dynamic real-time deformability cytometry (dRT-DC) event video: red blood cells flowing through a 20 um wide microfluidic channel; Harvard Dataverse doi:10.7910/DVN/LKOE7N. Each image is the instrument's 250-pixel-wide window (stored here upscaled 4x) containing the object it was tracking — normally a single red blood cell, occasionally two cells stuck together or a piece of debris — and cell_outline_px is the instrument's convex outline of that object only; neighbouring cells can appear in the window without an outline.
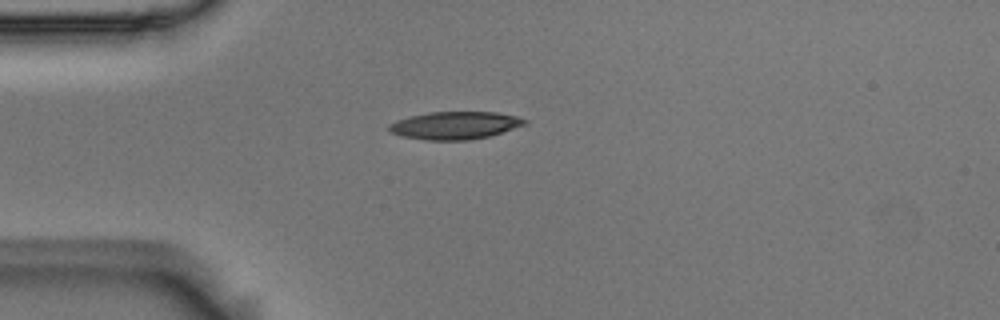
{"species": "Egyptian fruit bat (a non-hibernating species)", "species_latin": "Rousettus aegyptiacus", "temperature_condition": "room temperature", "stored_images_in_passage": 41, "camera_frame_rate_fps": 3000, "um_per_image_px": 0.085, "animal": {"sex": "male"}, "frame": {"image": 1, "passage_image": 1, "time_ms": 0.0, "image_size_px": [1000, 320], "cell_outline_px": [[528, 124], [488, 136], [468, 140], [424, 140], [400, 136], [392, 132], [388, 128], [388, 124], [396, 120], [408, 116], [428, 112], [496, 112], [516, 116], [528, 120]], "centroid_in_image_um": [38.65, 10.65], "position_along_channel_um": 46.3, "area_um2": 21.96}}
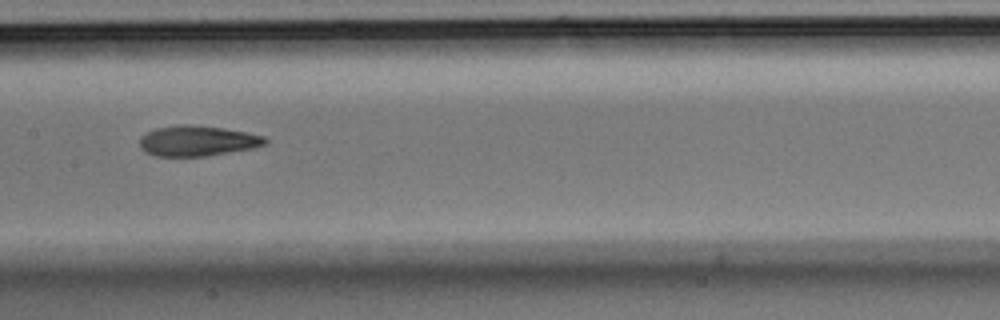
{"frame": {"image": 2, "passage_image": 14, "time_ms": 4.333, "image_size_px": [1000, 320], "cell_outline_px": [[268, 144], [256, 148], [204, 156], [156, 156], [144, 152], [140, 148], [140, 136], [156, 128], [184, 124], [220, 128], [244, 132], [264, 136], [268, 140]], "centroid_in_image_um": [16.79, 11.99], "position_along_channel_um": 190.6, "area_um2": 22.14}}
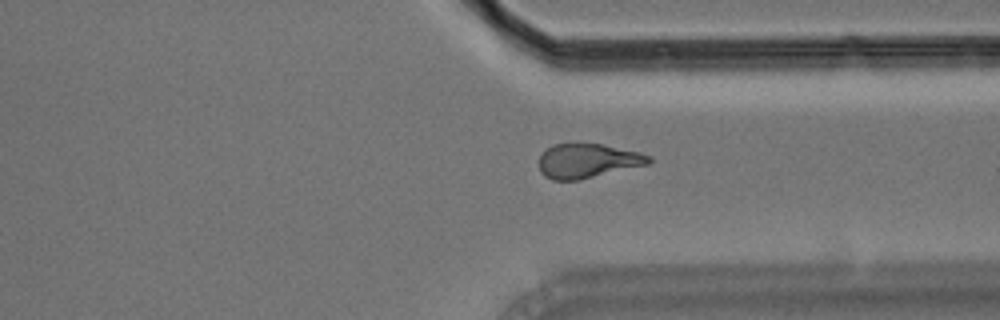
{"frame": {"image": 3, "passage_image": 28, "time_ms": 9.0, "image_size_px": [1000, 320], "cell_outline_px": [[652, 160], [648, 164], [580, 180], [552, 180], [544, 176], [540, 172], [540, 156], [552, 144], [604, 144], [640, 152], [652, 156]], "centroid_in_image_um": [49.97, 13.68], "position_along_channel_um": 361.4, "area_um2": 21.96}, "authors_computed_cell_mechanics": {"area_um2": 22.253, "velocity_mm_per_s": 3.6655, "shape_relaxation_time_tau1_ms": 7.543, "shape_relaxation_time_tau2_ms": 3.9639, "deformation_change_tau1": 0.1948, "deformation_change_tau2": 0.1367}}